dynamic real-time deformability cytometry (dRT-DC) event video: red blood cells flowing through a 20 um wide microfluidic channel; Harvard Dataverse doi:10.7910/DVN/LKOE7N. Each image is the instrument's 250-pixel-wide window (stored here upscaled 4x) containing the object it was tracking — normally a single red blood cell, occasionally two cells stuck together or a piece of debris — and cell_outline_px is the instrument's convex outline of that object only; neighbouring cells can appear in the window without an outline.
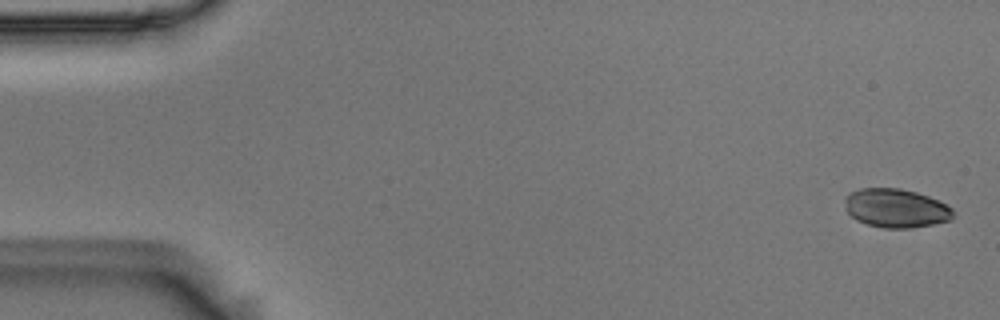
{"species": "Egyptian fruit bat (a non-hibernating species)", "species_latin": "Rousettus aegyptiacus", "temperature_condition": "room temperature", "stored_images_in_passage": 5, "camera_frame_rate_fps": 3000, "um_per_image_px": 0.085, "animal": {"sex": "male"}, "frame": {"image": 1, "passage_image": 1, "time_ms": 0.0, "image_size_px": [1000, 320], "cell_outline_px": [[956, 216], [948, 220], [932, 224], [908, 228], [884, 228], [868, 224], [856, 220], [848, 212], [844, 200], [848, 192], [860, 188], [900, 188], [916, 192], [940, 200], [952, 208]], "centroid_in_image_um": [76.16, 17.68], "position_along_channel_um": 8.8, "area_um2": 24.57}}
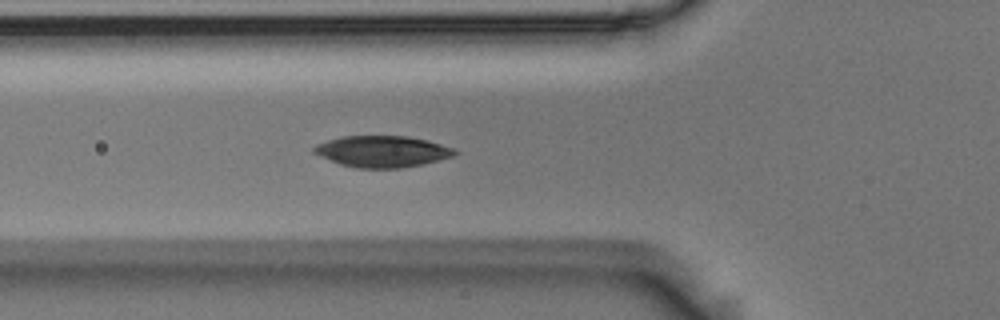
{"frame": {"image": 2, "passage_image": 5, "time_ms": 1.333, "image_size_px": [1000, 320], "cell_outline_px": [[460, 152], [452, 156], [424, 164], [400, 168], [356, 168], [340, 164], [320, 156], [312, 152], [312, 148], [316, 144], [340, 136], [408, 136], [428, 140], [456, 148]], "centroid_in_image_um": [32.51, 12.87], "position_along_channel_um": 93.3, "area_um2": 25.95}}